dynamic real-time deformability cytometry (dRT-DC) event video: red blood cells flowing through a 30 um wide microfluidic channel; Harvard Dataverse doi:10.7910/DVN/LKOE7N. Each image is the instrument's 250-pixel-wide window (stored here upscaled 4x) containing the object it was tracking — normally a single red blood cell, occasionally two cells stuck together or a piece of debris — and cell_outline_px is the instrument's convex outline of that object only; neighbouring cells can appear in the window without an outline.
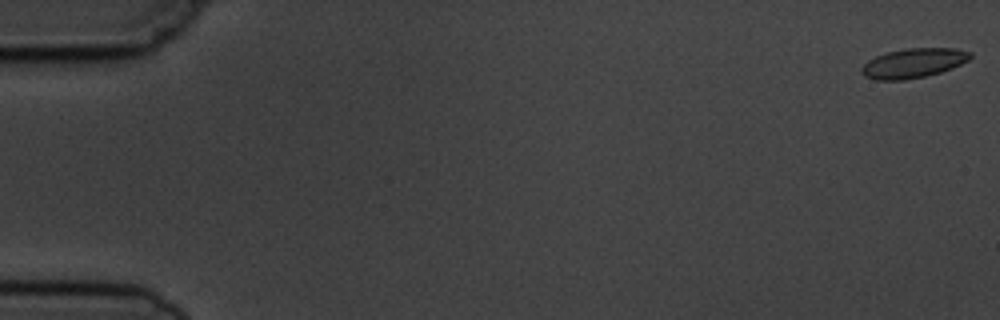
{"species": "common noctule bat (a hibernating species)", "species_latin": "Nyctalus noctula", "temperature_condition": "cold", "stored_images_in_passage": 7, "camera_frame_rate_fps": 3000, "um_per_image_px": 0.085, "animal": {"sex": "male", "body_mass_g": 19.5, "forearm_length_mm": 54.6}, "frame": {"image": 1, "passage_image": 1, "time_ms": 0.0, "image_size_px": [1000, 320], "cell_outline_px": [[972, 56], [968, 60], [952, 68], [940, 72], [924, 76], [904, 80], [876, 80], [864, 76], [860, 72], [860, 68], [868, 60], [884, 52], [904, 48], [956, 48], [972, 52]], "centroid_in_image_um": [77.61, 5.35], "position_along_channel_um": 7.4, "area_um2": 18.84}}
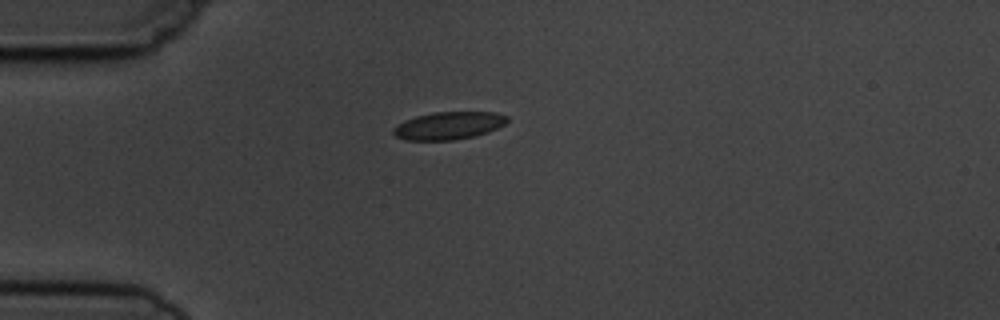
{"frame": {"image": 2, "passage_image": 5, "time_ms": 4.667, "image_size_px": [1000, 320], "cell_outline_px": [[508, 120], [504, 124], [488, 132], [472, 136], [452, 140], [404, 140], [396, 136], [392, 132], [392, 128], [404, 120], [416, 116], [432, 112], [496, 112], [508, 116]], "centroid_in_image_um": [38.11, 10.67], "position_along_channel_um": 46.9, "area_um2": 18.32}}
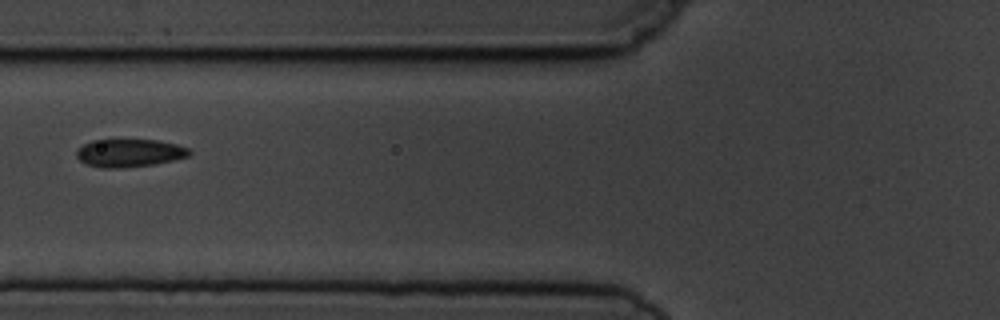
{"frame": {"image": 3, "passage_image": 7, "time_ms": 7.0, "image_size_px": [1000, 320], "cell_outline_px": [[192, 152], [188, 156], [156, 164], [120, 168], [100, 168], [84, 164], [76, 156], [76, 152], [84, 144], [92, 140], [160, 140], [176, 144], [188, 148]], "centroid_in_image_um": [10.99, 13.01], "position_along_channel_um": 114.8, "area_um2": 18.38}}